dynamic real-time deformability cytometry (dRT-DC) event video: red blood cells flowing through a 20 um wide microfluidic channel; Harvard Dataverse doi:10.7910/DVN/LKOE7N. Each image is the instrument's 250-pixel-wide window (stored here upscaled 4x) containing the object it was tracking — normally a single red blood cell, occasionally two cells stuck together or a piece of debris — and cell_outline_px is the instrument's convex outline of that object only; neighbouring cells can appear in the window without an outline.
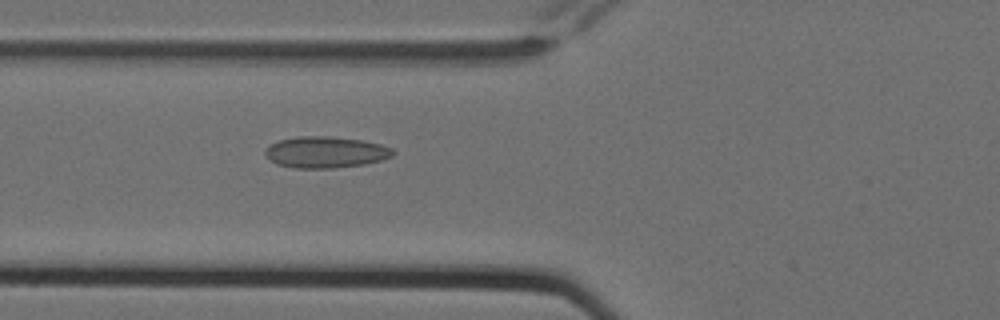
{"species": "Egyptian fruit bat (a non-hibernating species)", "species_latin": "Rousettus aegyptiacus", "temperature_condition": "cold", "stored_images_in_passage": 4, "camera_frame_rate_fps": 3000, "um_per_image_px": 0.085, "animal": {"sex": "female"}, "frame": {"image": 1, "passage_image": 4, "time_ms": 1.0, "image_size_px": [1000, 320], "cell_outline_px": [[396, 152], [392, 156], [380, 160], [364, 164], [332, 168], [296, 168], [276, 164], [264, 152], [264, 148], [280, 140], [296, 136], [328, 136], [360, 140], [380, 144], [392, 148]], "centroid_in_image_um": [27.67, 12.93], "position_along_channel_um": 98.1, "area_um2": 23.18}}